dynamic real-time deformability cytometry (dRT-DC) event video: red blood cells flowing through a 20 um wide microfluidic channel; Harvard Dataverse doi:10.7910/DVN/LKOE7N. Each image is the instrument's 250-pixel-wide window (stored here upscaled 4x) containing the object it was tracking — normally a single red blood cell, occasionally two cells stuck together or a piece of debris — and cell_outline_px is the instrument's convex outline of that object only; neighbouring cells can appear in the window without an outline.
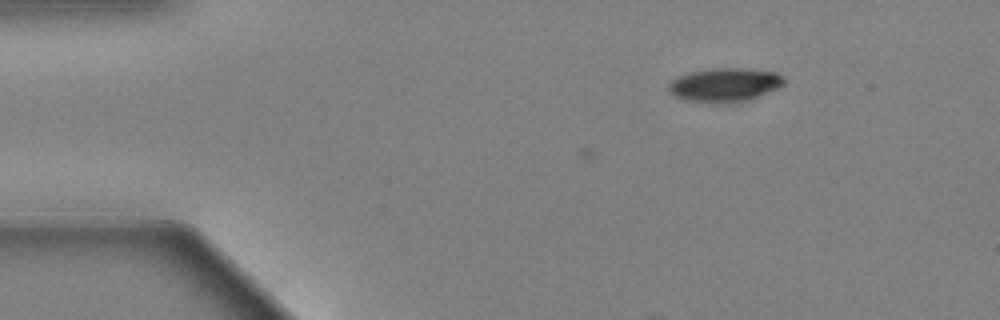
{"species": "Egyptian fruit bat (a non-hibernating species)", "species_latin": "Rousettus aegyptiacus", "temperature_condition": "warm", "stored_images_in_passage": 10, "camera_frame_rate_fps": 3000, "um_per_image_px": 0.085, "animal": {"sex": "female"}, "frame": {"image": 1, "passage_image": 10, "time_ms": 3.0, "image_size_px": [1000, 320], "cell_outline_px": [[784, 84], [752, 100], [736, 104], [712, 104], [684, 100], [672, 96], [668, 92], [668, 84], [676, 76], [688, 72], [716, 68], [744, 68], [776, 72], [784, 76]], "centroid_in_image_um": [61.56, 7.25], "position_along_channel_um": 23.4, "area_um2": 23.52}}